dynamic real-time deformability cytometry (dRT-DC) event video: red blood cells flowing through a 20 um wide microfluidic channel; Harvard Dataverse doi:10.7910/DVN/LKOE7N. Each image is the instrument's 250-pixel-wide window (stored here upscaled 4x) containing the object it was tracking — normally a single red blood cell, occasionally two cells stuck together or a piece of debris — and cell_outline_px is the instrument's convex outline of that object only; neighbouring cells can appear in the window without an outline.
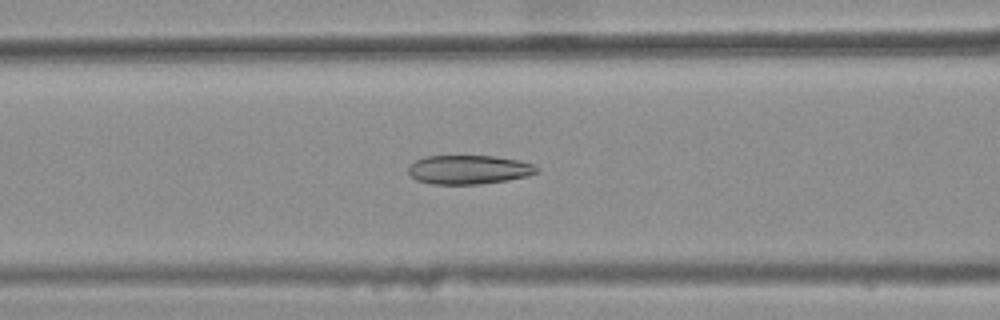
{"species": "common noctule bat (a hibernating species)", "species_latin": "Nyctalus noctula", "temperature_condition": "warm", "stored_images_in_passage": 39, "camera_frame_rate_fps": 3000, "um_per_image_px": 0.085, "animal": {"sex": "female", "body_mass_g": 25.1}, "frame": {"image": 1, "passage_image": 16, "time_ms": 5.0, "image_size_px": [1000, 320], "cell_outline_px": [[540, 172], [528, 176], [508, 180], [480, 184], [432, 184], [416, 180], [408, 172], [408, 168], [416, 160], [428, 156], [492, 156], [520, 160], [532, 164], [540, 168]], "centroid_in_image_um": [39.9, 14.42], "position_along_channel_um": 126.7, "area_um2": 21.73}}
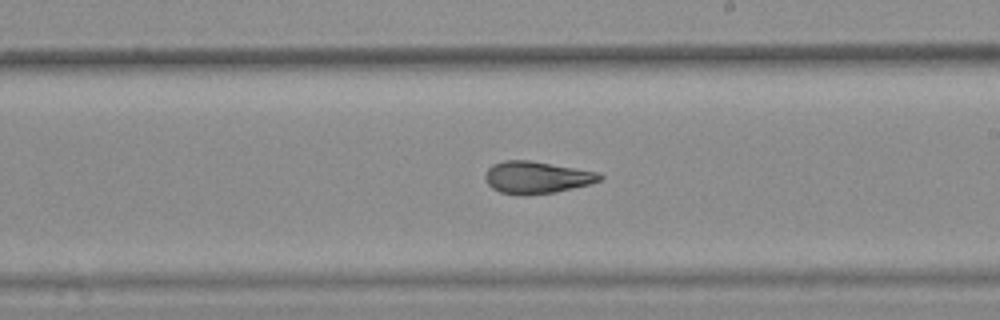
{"frame": {"image": 2, "passage_image": 25, "time_ms": 8.0, "image_size_px": [1000, 320], "cell_outline_px": [[604, 176], [600, 180], [588, 184], [556, 192], [528, 196], [520, 196], [500, 192], [492, 188], [488, 184], [484, 176], [488, 168], [492, 164], [504, 160], [528, 160], [600, 172]], "centroid_in_image_um": [45.59, 15.09], "position_along_channel_um": 243.4, "area_um2": 21.62}}
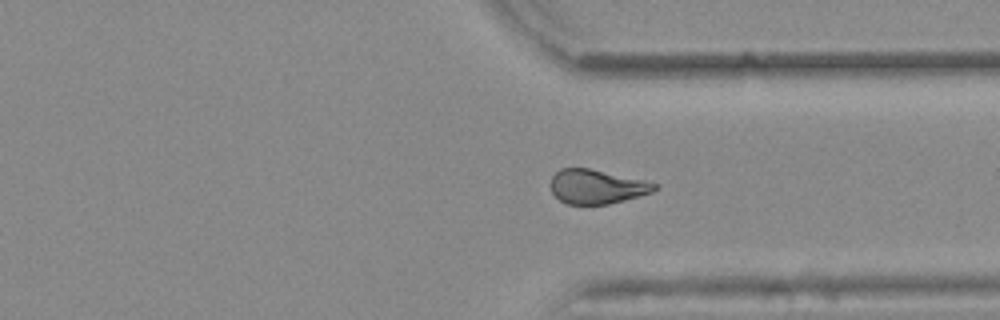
{"frame": {"image": 3, "passage_image": 34, "time_ms": 11.0, "image_size_px": [1000, 320], "cell_outline_px": [[660, 188], [652, 192], [624, 200], [608, 204], [568, 204], [560, 200], [552, 192], [548, 184], [552, 176], [560, 168], [588, 168], [644, 180], [660, 184]], "centroid_in_image_um": [50.72, 15.86], "position_along_channel_um": 360.7, "area_um2": 20.81}, "authors_computed_cell_mechanics": {"area_um2": 21.7328, "velocity_mm_per_s": 3.8965, "shape_relaxation_time_tau1_ms": null, "shape_relaxation_time_tau2_ms": 2.2087, "deformation_change_tau1": null, "deformation_change_tau2": 0.1073}}